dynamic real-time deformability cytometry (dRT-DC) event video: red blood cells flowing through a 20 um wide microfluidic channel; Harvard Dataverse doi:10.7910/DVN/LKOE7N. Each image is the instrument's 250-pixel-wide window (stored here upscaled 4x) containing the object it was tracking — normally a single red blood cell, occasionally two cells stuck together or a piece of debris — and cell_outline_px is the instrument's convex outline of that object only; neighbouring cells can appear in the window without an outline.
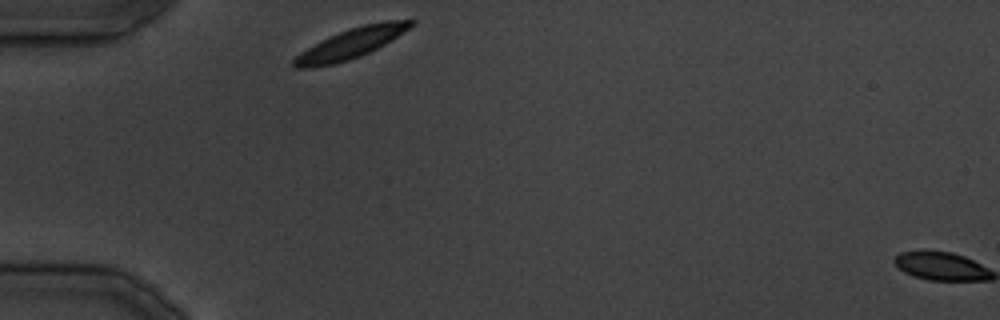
{"species": "common noctule bat (a hibernating species)", "species_latin": "Nyctalus noctula", "temperature_condition": "cold", "stored_images_in_passage": 2, "camera_frame_rate_fps": 3000, "um_per_image_px": 0.085, "animal": {"sex": "male", "body_mass_g": 19.5, "forearm_length_mm": 54.6}, "frame": {"image": 1, "passage_image": 1, "time_ms": 0.0, "image_size_px": [1000, 320], "cell_outline_px": [[416, 24], [384, 44], [360, 56], [348, 60], [332, 64], [308, 68], [296, 68], [292, 64], [292, 60], [300, 52], [320, 40], [340, 32], [364, 24], [384, 20], [416, 20]], "centroid_in_image_um": [29.82, 3.68], "position_along_channel_um": 55.2, "area_um2": 20.23}}